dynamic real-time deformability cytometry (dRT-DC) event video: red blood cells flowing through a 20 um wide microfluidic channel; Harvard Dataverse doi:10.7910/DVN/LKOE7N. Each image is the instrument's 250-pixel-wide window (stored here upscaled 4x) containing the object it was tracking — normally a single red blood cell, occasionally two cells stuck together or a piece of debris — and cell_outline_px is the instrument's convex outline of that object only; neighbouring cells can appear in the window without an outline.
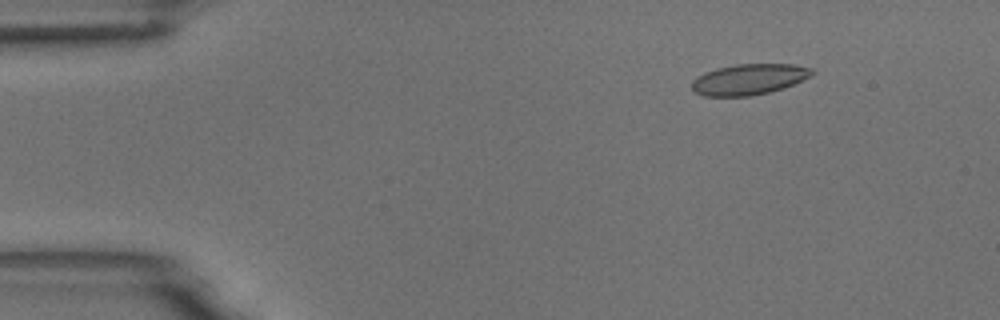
{"species": "common noctule bat (a hibernating species)", "species_latin": "Nyctalus noctula", "temperature_condition": "room temperature", "stored_images_in_passage": 5, "camera_frame_rate_fps": 3000, "um_per_image_px": 0.085, "animal": {"sex": "male", "body_mass_g": 18.8}, "frame": {"image": 1, "passage_image": 2, "time_ms": 1.333, "image_size_px": [1000, 320], "cell_outline_px": [[816, 72], [784, 88], [768, 92], [748, 96], [704, 96], [696, 92], [692, 88], [692, 80], [696, 76], [704, 72], [716, 68], [736, 64], [792, 64], [812, 68]], "centroid_in_image_um": [63.62, 6.73], "position_along_channel_um": 21.4, "area_um2": 21.44}}
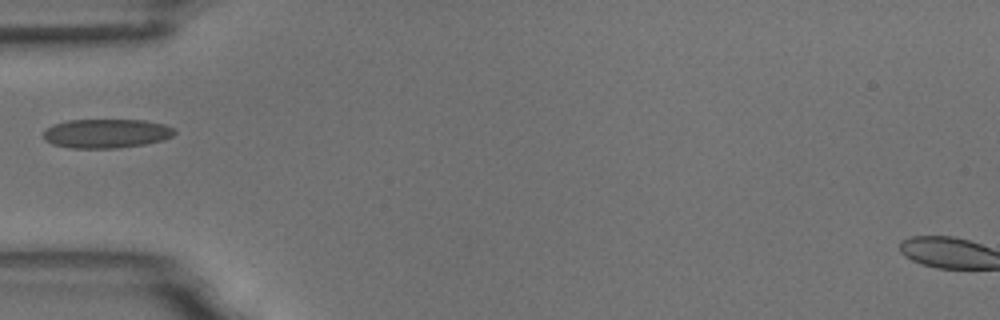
{"frame": {"image": 2, "passage_image": 5, "time_ms": 5.0, "image_size_px": [1000, 320], "cell_outline_px": [[176, 132], [172, 136], [164, 140], [144, 144], [116, 148], [72, 148], [52, 144], [44, 140], [44, 132], [52, 124], [68, 120], [144, 120], [164, 124], [176, 128]], "centroid_in_image_um": [9.06, 11.34], "position_along_channel_um": 75.9, "area_um2": 22.31}}